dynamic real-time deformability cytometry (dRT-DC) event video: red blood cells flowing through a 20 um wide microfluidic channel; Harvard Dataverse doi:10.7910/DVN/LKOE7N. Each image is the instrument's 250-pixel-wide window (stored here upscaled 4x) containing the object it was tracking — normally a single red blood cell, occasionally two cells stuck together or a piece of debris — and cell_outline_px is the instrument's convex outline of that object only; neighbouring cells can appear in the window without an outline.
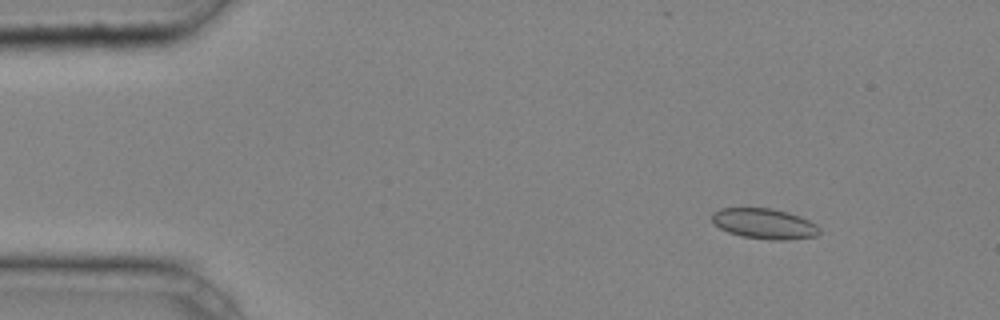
{"species": "common noctule bat (a hibernating species)", "species_latin": "Nyctalus noctula", "temperature_condition": "cold", "stored_images_in_passage": 40, "camera_frame_rate_fps": 3000, "um_per_image_px": 0.085, "animal": {"sex": "male", "body_mass_g": 20.4}, "frame": {"image": 1, "passage_image": 1, "time_ms": 0.0, "image_size_px": [1000, 320], "cell_outline_px": [[820, 232], [816, 236], [784, 240], [772, 240], [744, 236], [728, 232], [712, 224], [712, 212], [720, 208], [772, 208], [788, 212], [800, 216], [816, 224], [820, 228]], "centroid_in_image_um": [64.95, 19.0], "position_along_channel_um": 20.0, "area_um2": 19.07}}
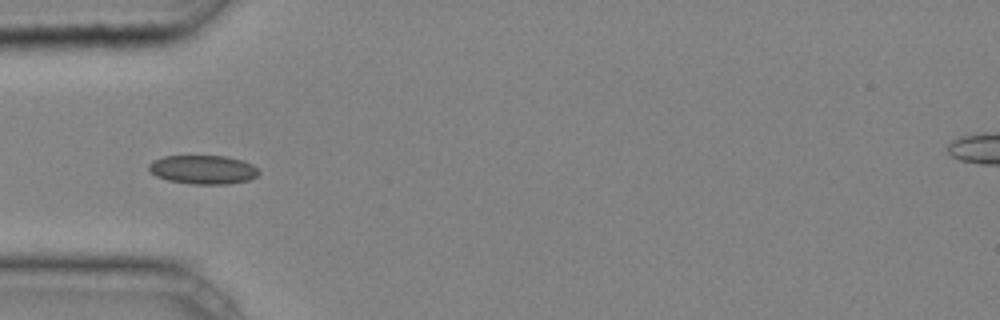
{"frame": {"image": 2, "passage_image": 10, "time_ms": 3.0, "image_size_px": [1000, 320], "cell_outline_px": [[260, 172], [256, 176], [248, 180], [228, 184], [192, 184], [168, 180], [156, 176], [148, 168], [148, 164], [152, 160], [164, 156], [224, 156], [244, 160], [252, 164]], "centroid_in_image_um": [17.25, 14.41], "position_along_channel_um": 67.7, "area_um2": 18.5}}
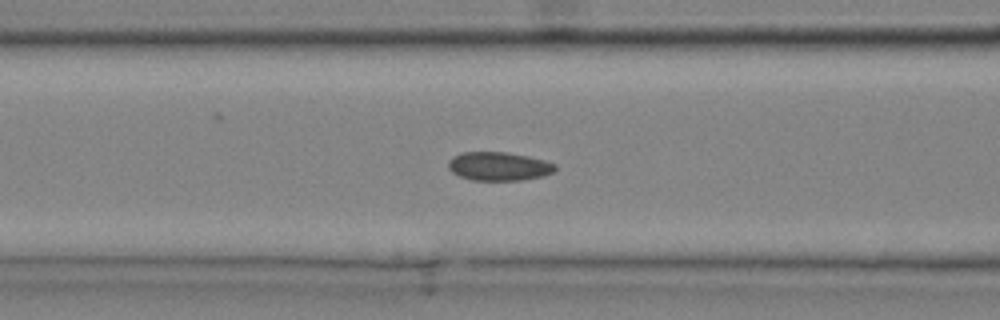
{"frame": {"image": 3, "passage_image": 14, "time_ms": 4.333, "image_size_px": [1000, 320], "cell_outline_px": [[556, 168], [552, 172], [544, 176], [520, 180], [472, 180], [460, 176], [452, 172], [448, 168], [448, 160], [452, 156], [460, 152], [508, 152], [528, 156], [544, 160], [556, 164]], "centroid_in_image_um": [42.37, 14.12], "position_along_channel_um": 124.2, "area_um2": 17.92}, "authors_computed_cell_mechanics": {"area_um2": 18.0047, "velocity_mm_per_s": 4.2458, "shape_relaxation_time_tau1_ms": null, "shape_relaxation_time_tau2_ms": 6.348, "deformation_change_tau1": null, "deformation_change_tau2": 0.0906}}